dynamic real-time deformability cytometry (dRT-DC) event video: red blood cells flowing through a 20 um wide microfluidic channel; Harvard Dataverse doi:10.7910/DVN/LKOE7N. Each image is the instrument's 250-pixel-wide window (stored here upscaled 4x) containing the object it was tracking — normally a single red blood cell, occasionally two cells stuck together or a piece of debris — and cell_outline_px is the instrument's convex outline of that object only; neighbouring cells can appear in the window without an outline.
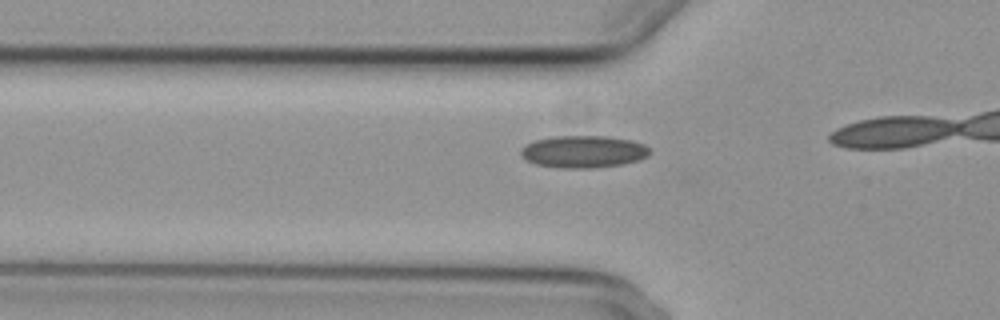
{"species": "common noctule bat (a hibernating species)", "species_latin": "Nyctalus noctula", "temperature_condition": "cold", "stored_images_in_passage": 13, "camera_frame_rate_fps": 3000, "um_per_image_px": 0.085, "animal": {"sex": "female", "body_mass_g": 29.2, "forearm_length_mm": 56.3}, "frame": {"image": 1, "passage_image": 8, "time_ms": 2.333, "image_size_px": [1000, 320], "cell_outline_px": [[652, 152], [648, 156], [640, 160], [624, 164], [592, 168], [560, 168], [536, 164], [520, 156], [520, 148], [536, 140], [552, 136], [604, 136], [632, 140], [644, 144]], "centroid_in_image_um": [49.62, 12.89], "position_along_channel_um": 76.2, "area_um2": 24.33}}